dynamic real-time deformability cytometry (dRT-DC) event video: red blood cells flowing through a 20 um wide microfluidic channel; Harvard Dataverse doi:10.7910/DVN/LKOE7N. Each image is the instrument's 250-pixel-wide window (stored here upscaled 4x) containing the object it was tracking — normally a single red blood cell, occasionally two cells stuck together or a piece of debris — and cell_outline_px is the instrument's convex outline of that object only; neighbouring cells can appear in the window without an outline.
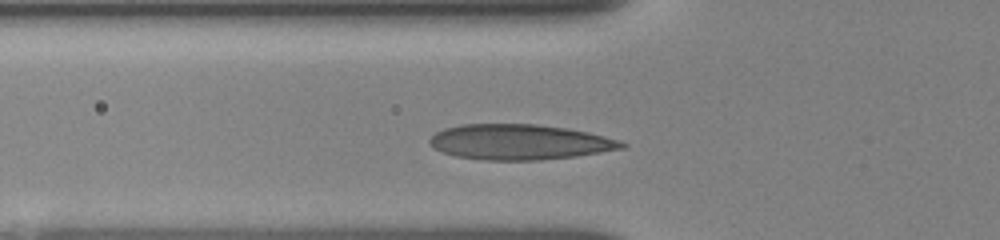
{"species": "human", "species_latin": "Homo sapiens", "temperature_condition": "room temperature", "stored_images_in_passage": 7, "camera_frame_rate_fps": 3000, "um_per_image_px": 0.085, "donor": {"sex": "female"}, "frame": {"image": 1, "passage_image": 5, "time_ms": 2.667, "image_size_px": [1000, 240], "cell_outline_px": [[628, 144], [624, 148], [576, 156], [536, 160], [484, 160], [456, 156], [432, 148], [428, 144], [428, 140], [436, 132], [444, 128], [460, 124], [536, 124], [568, 128], [588, 132], [620, 140]], "centroid_in_image_um": [44.14, 12.07], "position_along_channel_um": 81.7, "area_um2": 39.65}}
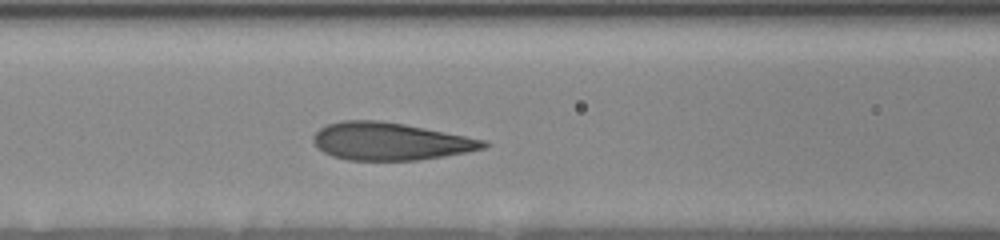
{"frame": {"image": 2, "passage_image": 7, "time_ms": 4.0, "image_size_px": [1000, 240], "cell_outline_px": [[488, 144], [484, 148], [468, 152], [416, 160], [348, 160], [332, 156], [316, 148], [312, 140], [312, 136], [320, 128], [328, 124], [344, 120], [376, 120], [404, 124], [488, 140]], "centroid_in_image_um": [33.15, 12.01], "position_along_channel_um": 133.5, "area_um2": 37.22}}